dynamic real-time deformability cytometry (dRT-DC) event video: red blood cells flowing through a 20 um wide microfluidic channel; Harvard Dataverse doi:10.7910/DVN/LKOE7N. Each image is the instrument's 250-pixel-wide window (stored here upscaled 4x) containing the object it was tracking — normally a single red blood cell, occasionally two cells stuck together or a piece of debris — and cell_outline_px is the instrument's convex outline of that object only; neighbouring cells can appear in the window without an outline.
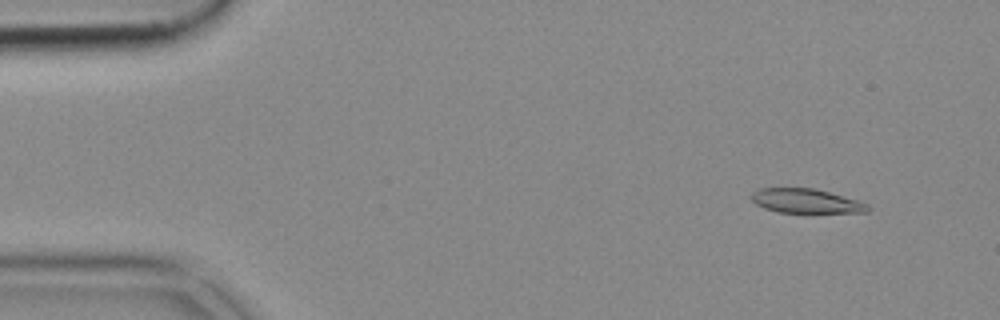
{"species": "common noctule bat (a hibernating species)", "species_latin": "Nyctalus noctula", "temperature_condition": "cold", "stored_images_in_passage": 54, "segment_of_instrument_passage": [1, 2], "camera_frame_rate_fps": 3000, "um_per_image_px": 0.085, "animal": {"sex": "female", "body_mass_g": 18.4}, "frame": {"image": 1, "passage_image": 5, "time_ms": 1.333, "image_size_px": [1000, 320], "cell_outline_px": [[872, 208], [868, 212], [776, 212], [764, 208], [756, 204], [748, 196], [752, 192], [760, 188], [816, 188], [856, 200], [868, 204]], "centroid_in_image_um": [68.47, 17.08], "position_along_channel_um": 16.5, "area_um2": 16.47}}
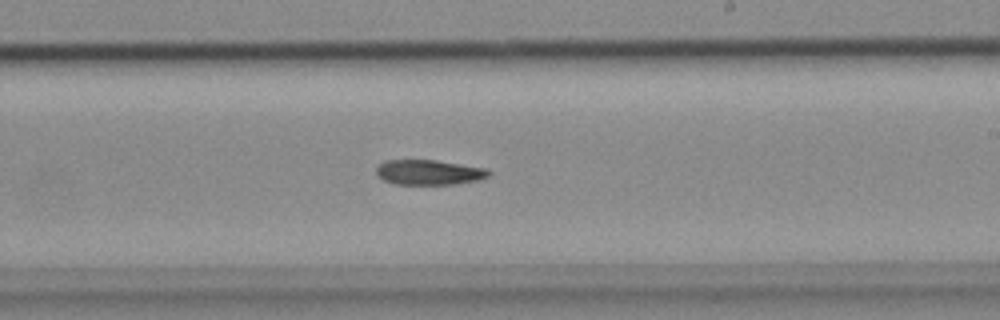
{"frame": {"image": 2, "passage_image": 31, "time_ms": 10.0, "image_size_px": [1000, 320], "cell_outline_px": [[492, 172], [488, 176], [476, 180], [452, 184], [396, 184], [384, 180], [376, 172], [376, 168], [384, 160], [436, 160], [488, 168]], "centroid_in_image_um": [36.48, 14.63], "position_along_channel_um": 252.5, "area_um2": 16.3}}
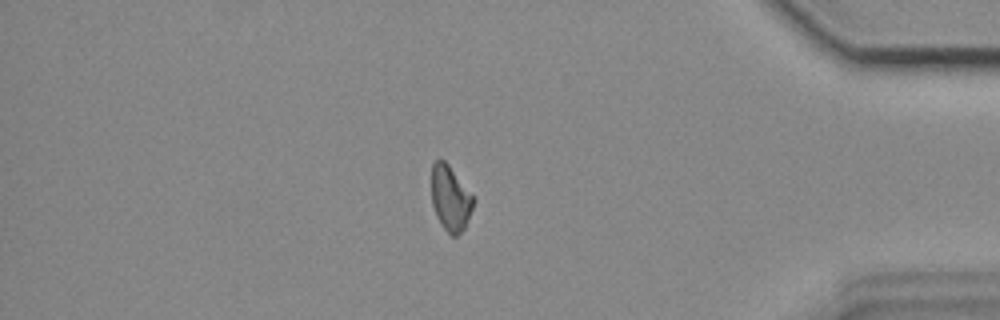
{"frame": {"image": 3, "passage_image": 45, "time_ms": 14.667, "image_size_px": [1000, 320], "cell_outline_px": [[476, 200], [464, 228], [456, 236], [452, 236], [440, 224], [436, 216], [432, 204], [432, 164], [436, 160], [444, 160], [448, 164]], "centroid_in_image_um": [38.28, 16.87], "position_along_channel_um": 396.9, "area_um2": 15.72}}